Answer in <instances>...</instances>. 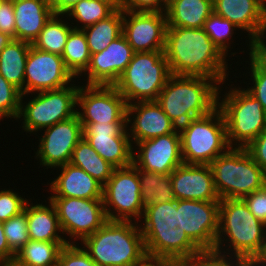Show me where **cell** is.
I'll return each instance as SVG.
<instances>
[{"instance_id": "cell-47", "label": "cell", "mask_w": 266, "mask_h": 266, "mask_svg": "<svg viewBox=\"0 0 266 266\" xmlns=\"http://www.w3.org/2000/svg\"><path fill=\"white\" fill-rule=\"evenodd\" d=\"M253 55L266 66V25L253 41Z\"/></svg>"}, {"instance_id": "cell-53", "label": "cell", "mask_w": 266, "mask_h": 266, "mask_svg": "<svg viewBox=\"0 0 266 266\" xmlns=\"http://www.w3.org/2000/svg\"><path fill=\"white\" fill-rule=\"evenodd\" d=\"M0 266H24V265L20 264L15 259H13V260L1 261Z\"/></svg>"}, {"instance_id": "cell-15", "label": "cell", "mask_w": 266, "mask_h": 266, "mask_svg": "<svg viewBox=\"0 0 266 266\" xmlns=\"http://www.w3.org/2000/svg\"><path fill=\"white\" fill-rule=\"evenodd\" d=\"M35 158L40 166L58 168L70 163L73 150L83 138V127L76 113L69 119L43 129Z\"/></svg>"}, {"instance_id": "cell-43", "label": "cell", "mask_w": 266, "mask_h": 266, "mask_svg": "<svg viewBox=\"0 0 266 266\" xmlns=\"http://www.w3.org/2000/svg\"><path fill=\"white\" fill-rule=\"evenodd\" d=\"M243 200L251 213L266 225V185L244 197Z\"/></svg>"}, {"instance_id": "cell-48", "label": "cell", "mask_w": 266, "mask_h": 266, "mask_svg": "<svg viewBox=\"0 0 266 266\" xmlns=\"http://www.w3.org/2000/svg\"><path fill=\"white\" fill-rule=\"evenodd\" d=\"M80 0H48L55 15H65Z\"/></svg>"}, {"instance_id": "cell-36", "label": "cell", "mask_w": 266, "mask_h": 266, "mask_svg": "<svg viewBox=\"0 0 266 266\" xmlns=\"http://www.w3.org/2000/svg\"><path fill=\"white\" fill-rule=\"evenodd\" d=\"M203 29L226 56H228V51H231L228 49L231 48L230 41L231 38L233 40L234 31L240 30L235 24L216 14L214 11L205 21Z\"/></svg>"}, {"instance_id": "cell-23", "label": "cell", "mask_w": 266, "mask_h": 266, "mask_svg": "<svg viewBox=\"0 0 266 266\" xmlns=\"http://www.w3.org/2000/svg\"><path fill=\"white\" fill-rule=\"evenodd\" d=\"M213 11L235 24L242 31H247L249 51L253 54V41L266 25L265 0H213ZM249 43V44H248Z\"/></svg>"}, {"instance_id": "cell-2", "label": "cell", "mask_w": 266, "mask_h": 266, "mask_svg": "<svg viewBox=\"0 0 266 266\" xmlns=\"http://www.w3.org/2000/svg\"><path fill=\"white\" fill-rule=\"evenodd\" d=\"M213 251L242 257L252 266L265 255L266 225L251 213L243 199H220L219 229Z\"/></svg>"}, {"instance_id": "cell-51", "label": "cell", "mask_w": 266, "mask_h": 266, "mask_svg": "<svg viewBox=\"0 0 266 266\" xmlns=\"http://www.w3.org/2000/svg\"><path fill=\"white\" fill-rule=\"evenodd\" d=\"M12 39L8 34L0 32V52Z\"/></svg>"}, {"instance_id": "cell-12", "label": "cell", "mask_w": 266, "mask_h": 266, "mask_svg": "<svg viewBox=\"0 0 266 266\" xmlns=\"http://www.w3.org/2000/svg\"><path fill=\"white\" fill-rule=\"evenodd\" d=\"M54 204L62 235L82 242L107 221L102 199L47 197ZM76 240V241H75Z\"/></svg>"}, {"instance_id": "cell-55", "label": "cell", "mask_w": 266, "mask_h": 266, "mask_svg": "<svg viewBox=\"0 0 266 266\" xmlns=\"http://www.w3.org/2000/svg\"><path fill=\"white\" fill-rule=\"evenodd\" d=\"M173 266H192L189 262H178L175 263Z\"/></svg>"}, {"instance_id": "cell-9", "label": "cell", "mask_w": 266, "mask_h": 266, "mask_svg": "<svg viewBox=\"0 0 266 266\" xmlns=\"http://www.w3.org/2000/svg\"><path fill=\"white\" fill-rule=\"evenodd\" d=\"M171 71L164 51L134 53L114 87L127 104L156 101Z\"/></svg>"}, {"instance_id": "cell-40", "label": "cell", "mask_w": 266, "mask_h": 266, "mask_svg": "<svg viewBox=\"0 0 266 266\" xmlns=\"http://www.w3.org/2000/svg\"><path fill=\"white\" fill-rule=\"evenodd\" d=\"M189 263L192 266H252L242 257L224 255L216 251H201Z\"/></svg>"}, {"instance_id": "cell-37", "label": "cell", "mask_w": 266, "mask_h": 266, "mask_svg": "<svg viewBox=\"0 0 266 266\" xmlns=\"http://www.w3.org/2000/svg\"><path fill=\"white\" fill-rule=\"evenodd\" d=\"M3 229L9 248L16 254L29 240L26 205L19 214L3 222Z\"/></svg>"}, {"instance_id": "cell-7", "label": "cell", "mask_w": 266, "mask_h": 266, "mask_svg": "<svg viewBox=\"0 0 266 266\" xmlns=\"http://www.w3.org/2000/svg\"><path fill=\"white\" fill-rule=\"evenodd\" d=\"M230 86L224 95L219 87L218 108L225 120L229 145L245 148L266 128V111L245 87Z\"/></svg>"}, {"instance_id": "cell-52", "label": "cell", "mask_w": 266, "mask_h": 266, "mask_svg": "<svg viewBox=\"0 0 266 266\" xmlns=\"http://www.w3.org/2000/svg\"><path fill=\"white\" fill-rule=\"evenodd\" d=\"M106 1L110 2L117 9H123L126 3V0H106Z\"/></svg>"}, {"instance_id": "cell-20", "label": "cell", "mask_w": 266, "mask_h": 266, "mask_svg": "<svg viewBox=\"0 0 266 266\" xmlns=\"http://www.w3.org/2000/svg\"><path fill=\"white\" fill-rule=\"evenodd\" d=\"M134 50L121 34L106 49L91 54L87 69L80 75L86 76V85L114 86L131 62Z\"/></svg>"}, {"instance_id": "cell-54", "label": "cell", "mask_w": 266, "mask_h": 266, "mask_svg": "<svg viewBox=\"0 0 266 266\" xmlns=\"http://www.w3.org/2000/svg\"><path fill=\"white\" fill-rule=\"evenodd\" d=\"M255 266H266V252H265V255L261 258V260Z\"/></svg>"}, {"instance_id": "cell-3", "label": "cell", "mask_w": 266, "mask_h": 266, "mask_svg": "<svg viewBox=\"0 0 266 266\" xmlns=\"http://www.w3.org/2000/svg\"><path fill=\"white\" fill-rule=\"evenodd\" d=\"M139 224L149 256L190 262L201 250L181 228L180 200L150 204Z\"/></svg>"}, {"instance_id": "cell-11", "label": "cell", "mask_w": 266, "mask_h": 266, "mask_svg": "<svg viewBox=\"0 0 266 266\" xmlns=\"http://www.w3.org/2000/svg\"><path fill=\"white\" fill-rule=\"evenodd\" d=\"M102 200L107 220H133L140 223L144 207L141 203L138 167L132 163L115 168L103 186Z\"/></svg>"}, {"instance_id": "cell-10", "label": "cell", "mask_w": 266, "mask_h": 266, "mask_svg": "<svg viewBox=\"0 0 266 266\" xmlns=\"http://www.w3.org/2000/svg\"><path fill=\"white\" fill-rule=\"evenodd\" d=\"M70 84L57 90L33 93L28 103L21 96L20 112L17 120H22V129L35 134L60 121L69 119L77 112V92L79 85ZM24 102V103H23ZM25 104V105H24Z\"/></svg>"}, {"instance_id": "cell-45", "label": "cell", "mask_w": 266, "mask_h": 266, "mask_svg": "<svg viewBox=\"0 0 266 266\" xmlns=\"http://www.w3.org/2000/svg\"><path fill=\"white\" fill-rule=\"evenodd\" d=\"M245 149L252 159L266 172V128Z\"/></svg>"}, {"instance_id": "cell-14", "label": "cell", "mask_w": 266, "mask_h": 266, "mask_svg": "<svg viewBox=\"0 0 266 266\" xmlns=\"http://www.w3.org/2000/svg\"><path fill=\"white\" fill-rule=\"evenodd\" d=\"M74 79L61 55L39 50L31 44L25 66L24 97L64 88L74 83Z\"/></svg>"}, {"instance_id": "cell-32", "label": "cell", "mask_w": 266, "mask_h": 266, "mask_svg": "<svg viewBox=\"0 0 266 266\" xmlns=\"http://www.w3.org/2000/svg\"><path fill=\"white\" fill-rule=\"evenodd\" d=\"M138 177L141 189V203L144 208L150 204H162L176 200L170 174L164 175L138 168Z\"/></svg>"}, {"instance_id": "cell-4", "label": "cell", "mask_w": 266, "mask_h": 266, "mask_svg": "<svg viewBox=\"0 0 266 266\" xmlns=\"http://www.w3.org/2000/svg\"><path fill=\"white\" fill-rule=\"evenodd\" d=\"M220 83L203 76L171 75L156 102L179 128L218 107Z\"/></svg>"}, {"instance_id": "cell-24", "label": "cell", "mask_w": 266, "mask_h": 266, "mask_svg": "<svg viewBox=\"0 0 266 266\" xmlns=\"http://www.w3.org/2000/svg\"><path fill=\"white\" fill-rule=\"evenodd\" d=\"M61 174L49 183L51 196L81 199H102L103 185L80 167L67 163L58 167Z\"/></svg>"}, {"instance_id": "cell-44", "label": "cell", "mask_w": 266, "mask_h": 266, "mask_svg": "<svg viewBox=\"0 0 266 266\" xmlns=\"http://www.w3.org/2000/svg\"><path fill=\"white\" fill-rule=\"evenodd\" d=\"M0 32L15 39V15L13 0L0 1Z\"/></svg>"}, {"instance_id": "cell-38", "label": "cell", "mask_w": 266, "mask_h": 266, "mask_svg": "<svg viewBox=\"0 0 266 266\" xmlns=\"http://www.w3.org/2000/svg\"><path fill=\"white\" fill-rule=\"evenodd\" d=\"M21 96V91L0 74V121L5 117L17 120Z\"/></svg>"}, {"instance_id": "cell-18", "label": "cell", "mask_w": 266, "mask_h": 266, "mask_svg": "<svg viewBox=\"0 0 266 266\" xmlns=\"http://www.w3.org/2000/svg\"><path fill=\"white\" fill-rule=\"evenodd\" d=\"M166 28L165 13L123 10L122 34L135 53L164 51Z\"/></svg>"}, {"instance_id": "cell-27", "label": "cell", "mask_w": 266, "mask_h": 266, "mask_svg": "<svg viewBox=\"0 0 266 266\" xmlns=\"http://www.w3.org/2000/svg\"><path fill=\"white\" fill-rule=\"evenodd\" d=\"M213 12V0H170L166 9L167 27L203 28Z\"/></svg>"}, {"instance_id": "cell-49", "label": "cell", "mask_w": 266, "mask_h": 266, "mask_svg": "<svg viewBox=\"0 0 266 266\" xmlns=\"http://www.w3.org/2000/svg\"><path fill=\"white\" fill-rule=\"evenodd\" d=\"M14 258L15 253L8 246L3 229V222L0 221V261L13 260Z\"/></svg>"}, {"instance_id": "cell-16", "label": "cell", "mask_w": 266, "mask_h": 266, "mask_svg": "<svg viewBox=\"0 0 266 266\" xmlns=\"http://www.w3.org/2000/svg\"><path fill=\"white\" fill-rule=\"evenodd\" d=\"M219 207L220 201L180 200L181 228L201 251L214 250Z\"/></svg>"}, {"instance_id": "cell-41", "label": "cell", "mask_w": 266, "mask_h": 266, "mask_svg": "<svg viewBox=\"0 0 266 266\" xmlns=\"http://www.w3.org/2000/svg\"><path fill=\"white\" fill-rule=\"evenodd\" d=\"M12 189L0 190V221L4 222L24 210L28 199Z\"/></svg>"}, {"instance_id": "cell-39", "label": "cell", "mask_w": 266, "mask_h": 266, "mask_svg": "<svg viewBox=\"0 0 266 266\" xmlns=\"http://www.w3.org/2000/svg\"><path fill=\"white\" fill-rule=\"evenodd\" d=\"M249 60L251 71L248 73L251 72L252 84L250 87L247 85L246 90L261 103L266 111V66L253 54L249 55Z\"/></svg>"}, {"instance_id": "cell-17", "label": "cell", "mask_w": 266, "mask_h": 266, "mask_svg": "<svg viewBox=\"0 0 266 266\" xmlns=\"http://www.w3.org/2000/svg\"><path fill=\"white\" fill-rule=\"evenodd\" d=\"M83 137L115 168L132 164L133 144L126 123H81Z\"/></svg>"}, {"instance_id": "cell-8", "label": "cell", "mask_w": 266, "mask_h": 266, "mask_svg": "<svg viewBox=\"0 0 266 266\" xmlns=\"http://www.w3.org/2000/svg\"><path fill=\"white\" fill-rule=\"evenodd\" d=\"M178 129L184 164L209 165L231 148L225 120L218 107L205 116L191 119Z\"/></svg>"}, {"instance_id": "cell-33", "label": "cell", "mask_w": 266, "mask_h": 266, "mask_svg": "<svg viewBox=\"0 0 266 266\" xmlns=\"http://www.w3.org/2000/svg\"><path fill=\"white\" fill-rule=\"evenodd\" d=\"M64 18V15L54 14L32 45L39 50L62 55L69 33L74 29Z\"/></svg>"}, {"instance_id": "cell-46", "label": "cell", "mask_w": 266, "mask_h": 266, "mask_svg": "<svg viewBox=\"0 0 266 266\" xmlns=\"http://www.w3.org/2000/svg\"><path fill=\"white\" fill-rule=\"evenodd\" d=\"M168 0H126L122 10L165 13Z\"/></svg>"}, {"instance_id": "cell-28", "label": "cell", "mask_w": 266, "mask_h": 266, "mask_svg": "<svg viewBox=\"0 0 266 266\" xmlns=\"http://www.w3.org/2000/svg\"><path fill=\"white\" fill-rule=\"evenodd\" d=\"M31 44L12 39L0 52V74L24 94L25 66Z\"/></svg>"}, {"instance_id": "cell-29", "label": "cell", "mask_w": 266, "mask_h": 266, "mask_svg": "<svg viewBox=\"0 0 266 266\" xmlns=\"http://www.w3.org/2000/svg\"><path fill=\"white\" fill-rule=\"evenodd\" d=\"M123 10L117 9L106 19L81 29L86 37L90 54L103 51L122 34Z\"/></svg>"}, {"instance_id": "cell-21", "label": "cell", "mask_w": 266, "mask_h": 266, "mask_svg": "<svg viewBox=\"0 0 266 266\" xmlns=\"http://www.w3.org/2000/svg\"><path fill=\"white\" fill-rule=\"evenodd\" d=\"M126 127L131 144L174 133L178 129L156 101L128 104Z\"/></svg>"}, {"instance_id": "cell-30", "label": "cell", "mask_w": 266, "mask_h": 266, "mask_svg": "<svg viewBox=\"0 0 266 266\" xmlns=\"http://www.w3.org/2000/svg\"><path fill=\"white\" fill-rule=\"evenodd\" d=\"M70 163L83 169L103 186L110 179L115 169L114 166L105 161L97 151L91 147L84 137L73 150Z\"/></svg>"}, {"instance_id": "cell-34", "label": "cell", "mask_w": 266, "mask_h": 266, "mask_svg": "<svg viewBox=\"0 0 266 266\" xmlns=\"http://www.w3.org/2000/svg\"><path fill=\"white\" fill-rule=\"evenodd\" d=\"M61 56L72 75L81 78L80 75L87 69L91 57L85 34L81 29H73L69 33Z\"/></svg>"}, {"instance_id": "cell-5", "label": "cell", "mask_w": 266, "mask_h": 266, "mask_svg": "<svg viewBox=\"0 0 266 266\" xmlns=\"http://www.w3.org/2000/svg\"><path fill=\"white\" fill-rule=\"evenodd\" d=\"M80 245L98 266H134L147 255L139 222L133 221L107 220Z\"/></svg>"}, {"instance_id": "cell-22", "label": "cell", "mask_w": 266, "mask_h": 266, "mask_svg": "<svg viewBox=\"0 0 266 266\" xmlns=\"http://www.w3.org/2000/svg\"><path fill=\"white\" fill-rule=\"evenodd\" d=\"M170 179L176 200L220 201L210 165L183 163Z\"/></svg>"}, {"instance_id": "cell-31", "label": "cell", "mask_w": 266, "mask_h": 266, "mask_svg": "<svg viewBox=\"0 0 266 266\" xmlns=\"http://www.w3.org/2000/svg\"><path fill=\"white\" fill-rule=\"evenodd\" d=\"M67 244L66 241L29 240L14 259L24 266H57L60 251Z\"/></svg>"}, {"instance_id": "cell-42", "label": "cell", "mask_w": 266, "mask_h": 266, "mask_svg": "<svg viewBox=\"0 0 266 266\" xmlns=\"http://www.w3.org/2000/svg\"><path fill=\"white\" fill-rule=\"evenodd\" d=\"M57 266H98L83 249L76 244L65 245L59 254Z\"/></svg>"}, {"instance_id": "cell-13", "label": "cell", "mask_w": 266, "mask_h": 266, "mask_svg": "<svg viewBox=\"0 0 266 266\" xmlns=\"http://www.w3.org/2000/svg\"><path fill=\"white\" fill-rule=\"evenodd\" d=\"M127 102L114 86L79 85L77 109L81 123H126Z\"/></svg>"}, {"instance_id": "cell-50", "label": "cell", "mask_w": 266, "mask_h": 266, "mask_svg": "<svg viewBox=\"0 0 266 266\" xmlns=\"http://www.w3.org/2000/svg\"><path fill=\"white\" fill-rule=\"evenodd\" d=\"M176 262L167 258L146 255L134 266H173Z\"/></svg>"}, {"instance_id": "cell-19", "label": "cell", "mask_w": 266, "mask_h": 266, "mask_svg": "<svg viewBox=\"0 0 266 266\" xmlns=\"http://www.w3.org/2000/svg\"><path fill=\"white\" fill-rule=\"evenodd\" d=\"M135 146L132 163L144 171L167 175L183 164L179 129L174 133L138 142Z\"/></svg>"}, {"instance_id": "cell-25", "label": "cell", "mask_w": 266, "mask_h": 266, "mask_svg": "<svg viewBox=\"0 0 266 266\" xmlns=\"http://www.w3.org/2000/svg\"><path fill=\"white\" fill-rule=\"evenodd\" d=\"M15 39L30 44L54 15L48 0H13Z\"/></svg>"}, {"instance_id": "cell-1", "label": "cell", "mask_w": 266, "mask_h": 266, "mask_svg": "<svg viewBox=\"0 0 266 266\" xmlns=\"http://www.w3.org/2000/svg\"><path fill=\"white\" fill-rule=\"evenodd\" d=\"M164 55L173 75L209 77L220 84L228 78L227 56L203 28L167 27Z\"/></svg>"}, {"instance_id": "cell-35", "label": "cell", "mask_w": 266, "mask_h": 266, "mask_svg": "<svg viewBox=\"0 0 266 266\" xmlns=\"http://www.w3.org/2000/svg\"><path fill=\"white\" fill-rule=\"evenodd\" d=\"M117 8L106 0H80L66 14L70 21L77 22L74 29H83L112 15ZM81 23V25L79 24ZM80 25V26H79Z\"/></svg>"}, {"instance_id": "cell-26", "label": "cell", "mask_w": 266, "mask_h": 266, "mask_svg": "<svg viewBox=\"0 0 266 266\" xmlns=\"http://www.w3.org/2000/svg\"><path fill=\"white\" fill-rule=\"evenodd\" d=\"M47 200L49 205H44L43 202L33 204L31 200L26 203L27 230L30 240L66 241L68 244H72V240H67L64 235H59L62 234V231L56 208L50 199L47 198Z\"/></svg>"}, {"instance_id": "cell-6", "label": "cell", "mask_w": 266, "mask_h": 266, "mask_svg": "<svg viewBox=\"0 0 266 266\" xmlns=\"http://www.w3.org/2000/svg\"><path fill=\"white\" fill-rule=\"evenodd\" d=\"M209 165L220 199H243L266 185V172L245 148L231 147Z\"/></svg>"}]
</instances>
